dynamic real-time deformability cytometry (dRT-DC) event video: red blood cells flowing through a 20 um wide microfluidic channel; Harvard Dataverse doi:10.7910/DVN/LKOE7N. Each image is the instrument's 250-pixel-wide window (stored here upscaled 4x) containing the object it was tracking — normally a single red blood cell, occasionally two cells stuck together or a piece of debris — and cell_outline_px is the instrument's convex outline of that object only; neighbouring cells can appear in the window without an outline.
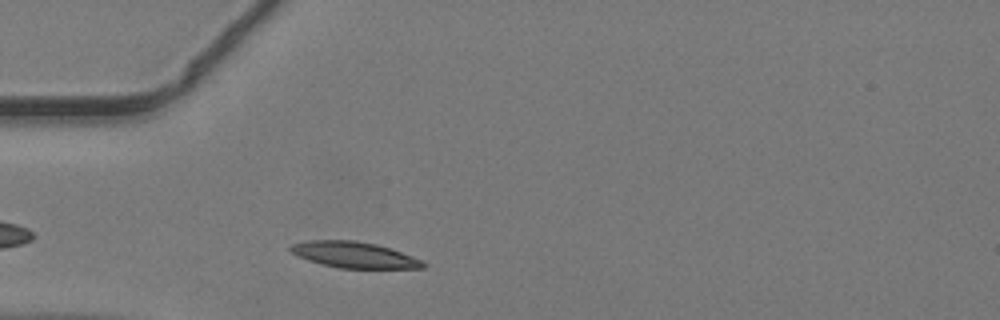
{"species": "common noctule bat (a hibernating species)", "species_latin": "Nyctalus noctula", "temperature_condition": "warm", "stored_images_in_passage": 36, "camera_frame_rate_fps": 3000, "um_per_image_px": 0.085, "animal": {"sex": "male", "body_mass_g": 19.2, "forearm_length_mm": 51.8}, "frame": {"image": 1, "passage_image": 4, "time_ms": 1.0, "image_size_px": [1000, 320], "cell_outline_px": [[424, 268], [340, 268], [320, 264], [308, 260], [292, 252], [288, 248], [292, 244], [308, 240], [356, 240], [376, 244], [412, 256], [420, 260], [424, 264]], "centroid_in_image_um": [30.06, 21.65], "position_along_channel_um": 54.9, "area_um2": 19.83}}
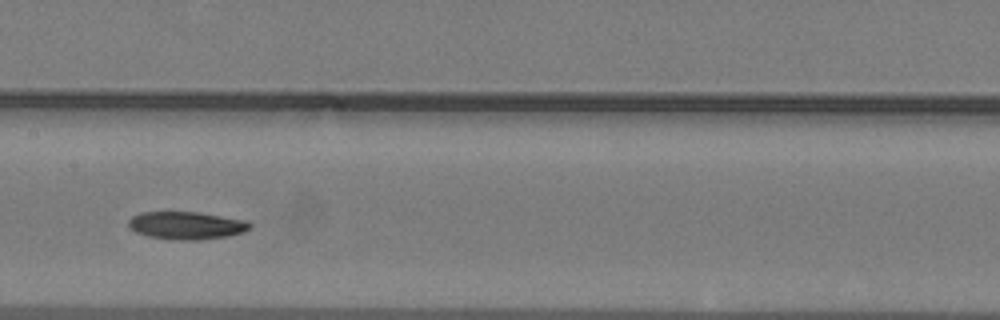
{"frame": {"image": 2, "passage_image": 14, "time_ms": 4.333, "image_size_px": [1000, 320], "cell_outline_px": [[252, 228], [244, 232], [228, 236], [196, 240], [172, 240], [148, 236], [136, 232], [128, 224], [128, 220], [132, 216], [140, 212], [196, 212], [248, 220], [252, 224]], "centroid_in_image_um": [15.88, 19.16], "position_along_channel_um": 191.5, "area_um2": 19.71}}
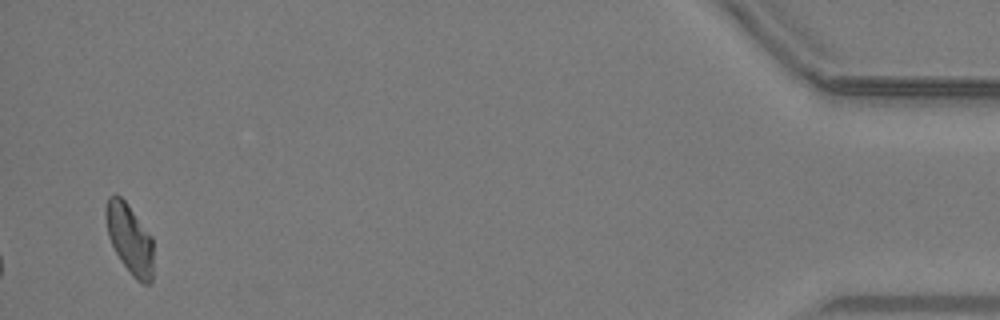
{"frame": {"image": 3, "passage_image": 36, "time_ms": 11.667, "image_size_px": [1000, 320], "cell_outline_px": [[152, 280], [148, 284], [144, 284], [136, 280], [132, 276], [120, 260], [108, 236], [104, 216], [104, 208], [108, 196], [116, 192], [128, 204], [152, 236]], "centroid_in_image_um": [10.99, 20.26], "position_along_channel_um": 424.2, "area_um2": 19.59}}